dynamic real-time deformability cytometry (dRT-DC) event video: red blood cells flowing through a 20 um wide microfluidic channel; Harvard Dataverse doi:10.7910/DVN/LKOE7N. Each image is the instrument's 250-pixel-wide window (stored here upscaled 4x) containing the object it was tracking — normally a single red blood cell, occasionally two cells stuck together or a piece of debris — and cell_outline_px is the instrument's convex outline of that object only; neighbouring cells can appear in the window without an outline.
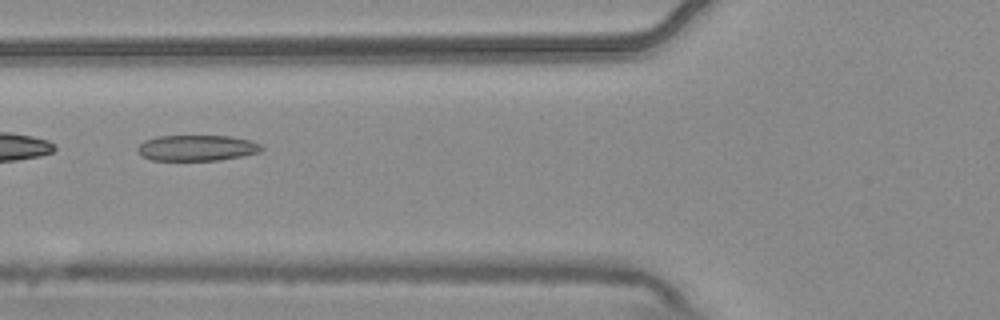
{"species": "common noctule bat (a hibernating species)", "species_latin": "Nyctalus noctula", "temperature_condition": "warm", "stored_images_in_passage": 9, "camera_frame_rate_fps": 3000, "um_per_image_px": 0.085, "animal": {"sex": "male", "body_mass_g": 20.4}, "frame": {"image": 1, "passage_image": 6, "time_ms": 1.667, "image_size_px": [1000, 320], "cell_outline_px": [[264, 148], [260, 152], [220, 160], [152, 160], [140, 156], [136, 152], [136, 148], [144, 140], [156, 136], [228, 136], [252, 140], [260, 144]], "centroid_in_image_um": [16.7, 12.57], "position_along_channel_um": 109.1, "area_um2": 18.79}}
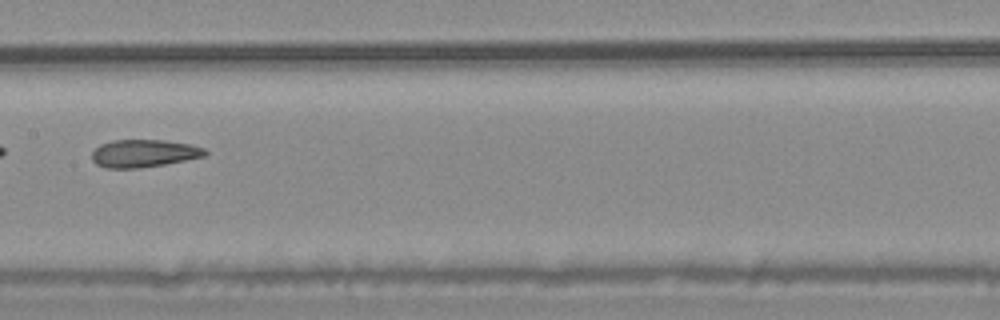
{"frame": {"image": 2, "passage_image": 8, "time_ms": 2.333, "image_size_px": [1000, 320], "cell_outline_px": [[208, 152], [204, 156], [164, 164], [136, 168], [104, 168], [96, 164], [92, 160], [92, 152], [100, 144], [112, 140], [164, 140], [192, 144], [204, 148]], "centroid_in_image_um": [12.21, 13.03], "position_along_channel_um": 195.2, "area_um2": 18.21}}
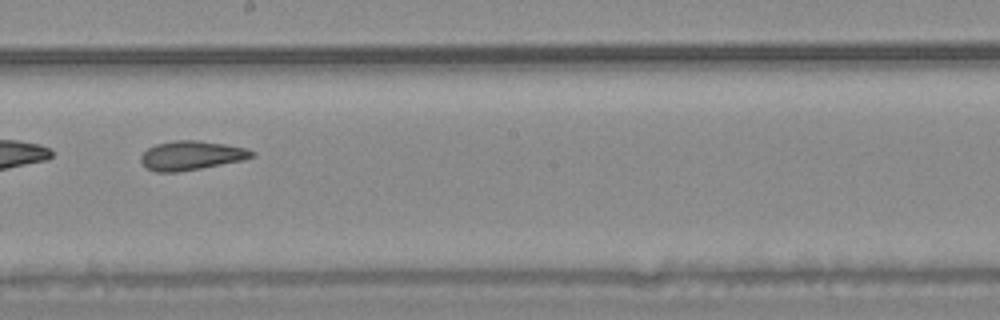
{"frame": {"image": 3, "passage_image": 9, "time_ms": 2.667, "image_size_px": [1000, 320], "cell_outline_px": [[256, 156], [244, 160], [200, 168], [176, 172], [156, 172], [144, 168], [140, 160], [140, 156], [148, 148], [156, 144], [176, 140], [196, 140], [224, 144], [244, 148], [256, 152]], "centroid_in_image_um": [16.24, 13.22], "position_along_channel_um": 232.0, "area_um2": 18.84}}